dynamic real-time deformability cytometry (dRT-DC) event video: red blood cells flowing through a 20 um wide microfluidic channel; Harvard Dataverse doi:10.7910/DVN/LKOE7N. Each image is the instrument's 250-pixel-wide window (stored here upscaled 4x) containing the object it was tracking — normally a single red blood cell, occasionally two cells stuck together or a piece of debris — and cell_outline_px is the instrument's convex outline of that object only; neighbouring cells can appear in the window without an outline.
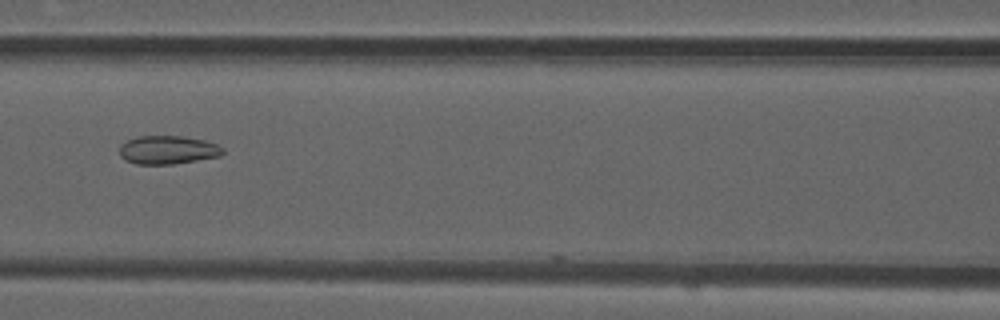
{"species": "common noctule bat (a hibernating species)", "species_latin": "Nyctalus noctula", "temperature_condition": "room temperature", "stored_images_in_passage": 10, "camera_frame_rate_fps": 3000, "um_per_image_px": 0.085, "animal": {"sex": "male", "forearm_length_mm": 52.5}, "frame": {"image": 1, "passage_image": 8, "time_ms": 2.333, "image_size_px": [1000, 320], "cell_outline_px": [[224, 152], [220, 156], [172, 164], [136, 164], [124, 160], [120, 156], [120, 144], [136, 136], [180, 136], [204, 140], [216, 144], [224, 148]], "centroid_in_image_um": [14.24, 12.74], "position_along_channel_um": 152.4, "area_um2": 17.11}}